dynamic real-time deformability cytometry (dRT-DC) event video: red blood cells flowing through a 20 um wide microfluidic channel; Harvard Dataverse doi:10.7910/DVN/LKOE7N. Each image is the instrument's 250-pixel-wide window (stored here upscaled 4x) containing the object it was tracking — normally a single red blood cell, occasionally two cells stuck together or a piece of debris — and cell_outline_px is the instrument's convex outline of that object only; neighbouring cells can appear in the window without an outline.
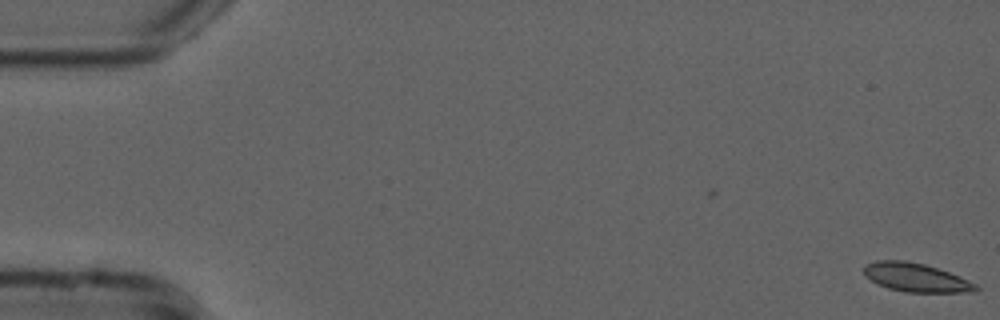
{"species": "common noctule bat (a hibernating species)", "species_latin": "Nyctalus noctula", "temperature_condition": "cold", "stored_images_in_passage": 15, "camera_frame_rate_fps": 3000, "um_per_image_px": 0.085, "animal": {"sex": "male", "forearm_length_mm": 52.5}, "frame": {"image": 1, "passage_image": 1, "time_ms": 0.0, "image_size_px": [1000, 320], "cell_outline_px": [[980, 288], [976, 292], [904, 292], [888, 288], [864, 276], [864, 264], [876, 260], [904, 260], [924, 264], [948, 272], [968, 280], [976, 284]], "centroid_in_image_um": [77.84, 23.58], "position_along_channel_um": 7.2, "area_um2": 18.61}}